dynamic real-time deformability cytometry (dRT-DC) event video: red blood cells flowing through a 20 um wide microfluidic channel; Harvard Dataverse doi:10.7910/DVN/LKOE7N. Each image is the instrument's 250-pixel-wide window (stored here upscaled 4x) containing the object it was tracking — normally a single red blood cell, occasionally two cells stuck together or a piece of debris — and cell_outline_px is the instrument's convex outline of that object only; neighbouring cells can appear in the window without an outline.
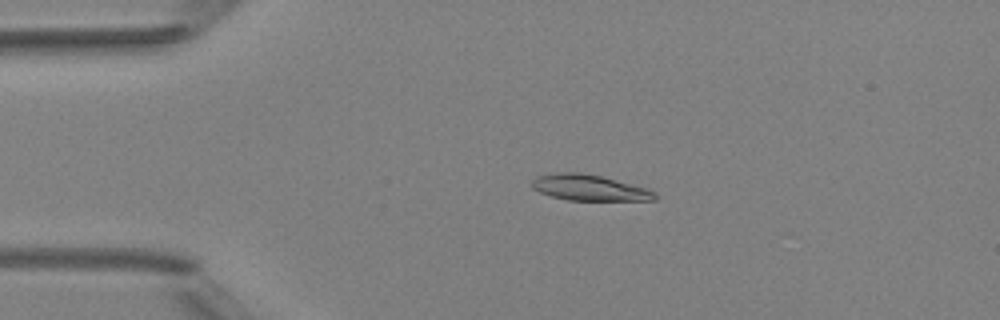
{"species": "Egyptian fruit bat (a non-hibernating species)", "species_latin": "Rousettus aegyptiacus", "temperature_condition": "room temperature", "stored_images_in_passage": 5, "camera_frame_rate_fps": 3000, "um_per_image_px": 0.085, "animal": {"sex": "female"}, "frame": {"image": 1, "passage_image": 4, "time_ms": 3.333, "image_size_px": [1000, 320], "cell_outline_px": [[656, 200], [568, 200], [552, 196], [540, 192], [532, 188], [532, 180], [536, 176], [556, 172], [580, 172], [600, 176], [648, 188], [656, 192]], "centroid_in_image_um": [50.08, 15.95], "position_along_channel_um": 34.9, "area_um2": 18.5}}